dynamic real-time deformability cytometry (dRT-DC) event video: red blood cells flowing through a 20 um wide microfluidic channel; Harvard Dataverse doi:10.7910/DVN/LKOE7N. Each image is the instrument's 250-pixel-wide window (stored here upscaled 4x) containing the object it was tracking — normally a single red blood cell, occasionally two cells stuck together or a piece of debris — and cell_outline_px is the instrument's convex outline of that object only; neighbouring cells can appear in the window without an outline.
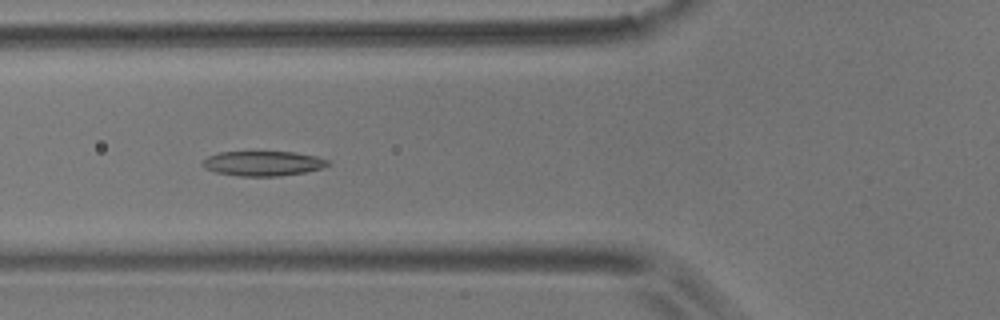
{"species": "common noctule bat (a hibernating species)", "species_latin": "Nyctalus noctula", "temperature_condition": "room temperature", "stored_images_in_passage": 8, "camera_frame_rate_fps": 3000, "um_per_image_px": 0.085, "animal": {"sex": "male", "body_mass_g": 17.9}, "frame": {"image": 1, "passage_image": 6, "time_ms": 1.667, "image_size_px": [1000, 320], "cell_outline_px": [[332, 164], [320, 168], [304, 172], [276, 176], [240, 176], [216, 172], [204, 168], [200, 164], [208, 156], [220, 152], [296, 152], [316, 156], [328, 160]], "centroid_in_image_um": [22.35, 13.88], "position_along_channel_um": 103.5, "area_um2": 18.03}}
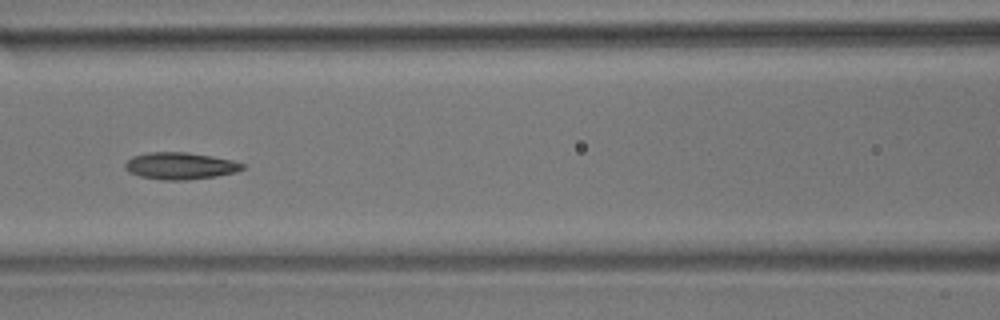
{"frame": {"image": 2, "passage_image": 7, "time_ms": 2.0, "image_size_px": [1000, 320], "cell_outline_px": [[244, 168], [236, 172], [216, 176], [188, 180], [160, 180], [140, 176], [128, 172], [124, 168], [124, 164], [132, 156], [148, 152], [188, 152], [212, 156], [232, 160], [244, 164]], "centroid_in_image_um": [15.29, 14.1], "position_along_channel_um": 151.3, "area_um2": 18.55}}
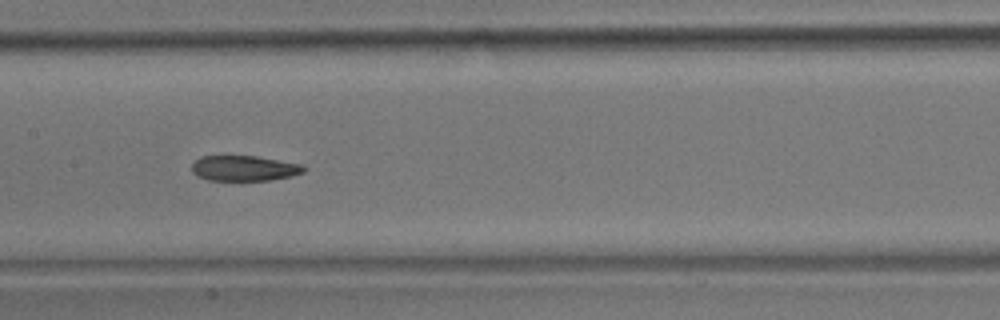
{"frame": {"image": 3, "passage_image": 8, "time_ms": 2.333, "image_size_px": [1000, 320], "cell_outline_px": [[308, 168], [304, 172], [292, 176], [268, 180], [208, 180], [196, 176], [192, 172], [192, 164], [200, 156], [256, 156], [304, 164]], "centroid_in_image_um": [20.79, 14.3], "position_along_channel_um": 186.6, "area_um2": 16.7}}